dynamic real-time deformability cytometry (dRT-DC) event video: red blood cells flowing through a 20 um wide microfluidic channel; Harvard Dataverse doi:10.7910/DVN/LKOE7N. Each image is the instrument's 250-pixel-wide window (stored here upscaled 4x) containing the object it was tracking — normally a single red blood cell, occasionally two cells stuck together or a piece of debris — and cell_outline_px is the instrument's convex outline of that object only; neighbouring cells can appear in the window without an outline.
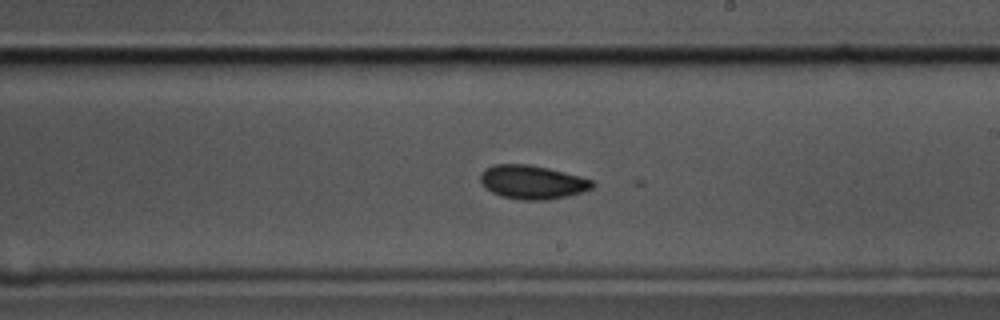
{"species": "common noctule bat (a hibernating species)", "species_latin": "Nyctalus noctula", "temperature_condition": "cold", "stored_images_in_passage": 59, "camera_frame_rate_fps": 3000, "um_per_image_px": 0.085, "animal": {"sex": "male", "body_mass_g": 17.5, "forearm_length_mm": 52.3}, "frame": {"image": 1, "passage_image": 34, "time_ms": 11.0, "image_size_px": [1000, 320], "cell_outline_px": [[596, 184], [592, 188], [568, 196], [544, 200], [520, 200], [500, 196], [492, 192], [480, 180], [480, 172], [484, 168], [492, 164], [528, 164], [548, 168], [580, 176], [592, 180]], "centroid_in_image_um": [45.23, 15.47], "position_along_channel_um": 243.8, "area_um2": 22.02}}
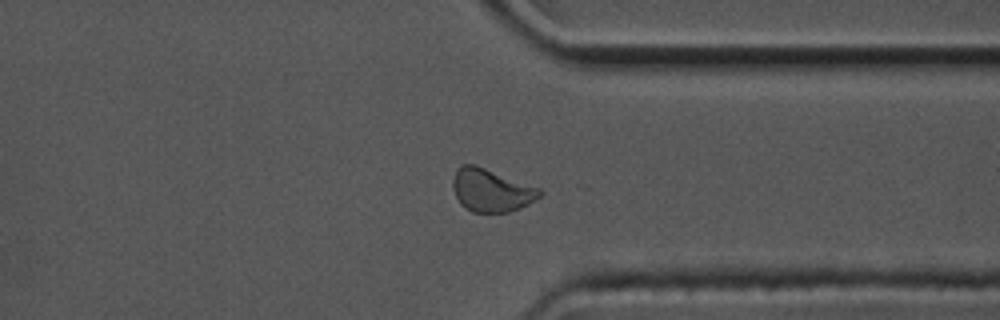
{"frame": {"image": 2, "passage_image": 45, "time_ms": 14.667, "image_size_px": [1000, 320], "cell_outline_px": [[544, 192], [540, 196], [528, 204], [520, 208], [508, 212], [472, 212], [464, 208], [460, 204], [456, 196], [452, 184], [452, 180], [460, 164], [476, 164], [540, 188]], "centroid_in_image_um": [41.75, 16.17], "position_along_channel_um": 369.7, "area_um2": 21.79}}
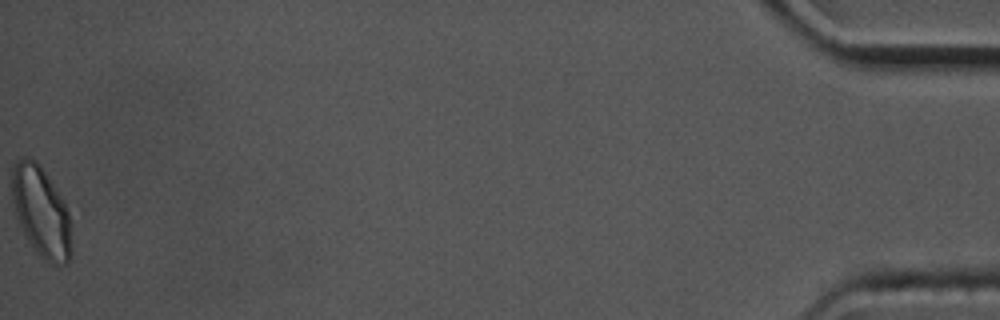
{"frame": {"image": 3, "passage_image": 59, "time_ms": 19.333, "image_size_px": [1000, 320], "cell_outline_px": [[72, 252], [68, 264], [56, 264], [44, 260], [36, 252], [28, 240], [16, 216], [12, 200], [12, 164], [16, 160], [24, 156], [28, 156], [36, 160], [40, 164], [56, 188], [68, 212], [72, 224]], "centroid_in_image_um": [3.51, 17.99], "position_along_channel_um": 431.7, "area_um2": 31.73}, "authors_computed_cell_mechanics": {"area_um2": 21.6172, "velocity_mm_per_s": 3.4586, "shape_relaxation_time_tau1_ms": null, "shape_relaxation_time_tau2_ms": 2.2805, "deformation_change_tau1": null, "deformation_change_tau2": 0.0557}}